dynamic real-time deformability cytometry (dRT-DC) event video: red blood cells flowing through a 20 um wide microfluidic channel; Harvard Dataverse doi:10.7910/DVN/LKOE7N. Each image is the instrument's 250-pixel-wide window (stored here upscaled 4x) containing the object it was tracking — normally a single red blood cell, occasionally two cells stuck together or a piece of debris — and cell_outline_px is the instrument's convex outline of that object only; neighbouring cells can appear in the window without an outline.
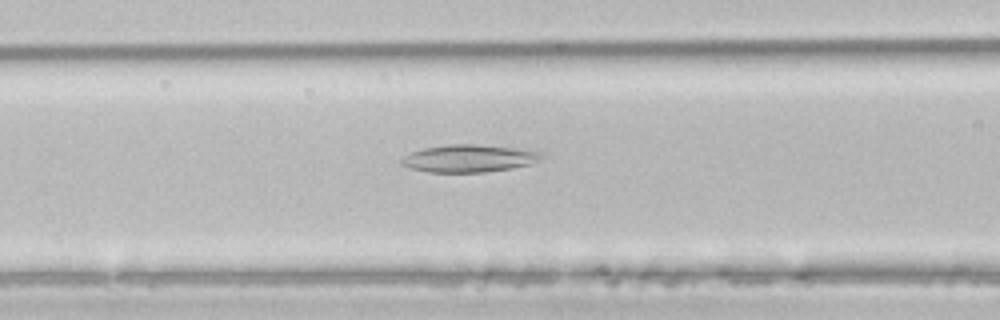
{"species": "common noctule bat (a hibernating species)", "species_latin": "Nyctalus noctula", "temperature_condition": "room temperature", "stored_images_in_passage": 50, "camera_frame_rate_fps": 3000, "um_per_image_px": 0.085, "animal": {"sex": "male", "body_mass_g": 21.5, "forearm_length_mm": 52.0}, "frame": {"image": 1, "passage_image": 20, "time_ms": 6.333, "image_size_px": [1000, 320], "cell_outline_px": [[544, 156], [540, 160], [532, 164], [512, 168], [484, 172], [428, 172], [412, 168], [400, 164], [400, 160], [404, 156], [412, 152], [424, 148], [448, 144], [476, 144], [512, 148], [540, 152]], "centroid_in_image_um": [39.86, 13.47], "position_along_channel_um": 126.7, "area_um2": 22.25}}
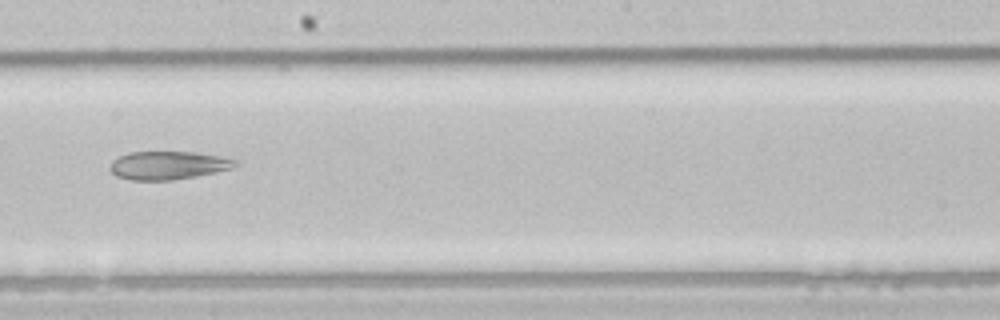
{"frame": {"image": 2, "passage_image": 28, "time_ms": 9.0, "image_size_px": [1000, 320], "cell_outline_px": [[240, 160], [232, 168], [216, 172], [196, 176], [172, 180], [128, 180], [116, 176], [108, 168], [112, 160], [128, 152], [196, 152], [220, 156]], "centroid_in_image_um": [14.28, 14.05], "position_along_channel_um": 233.9, "area_um2": 20.75}}
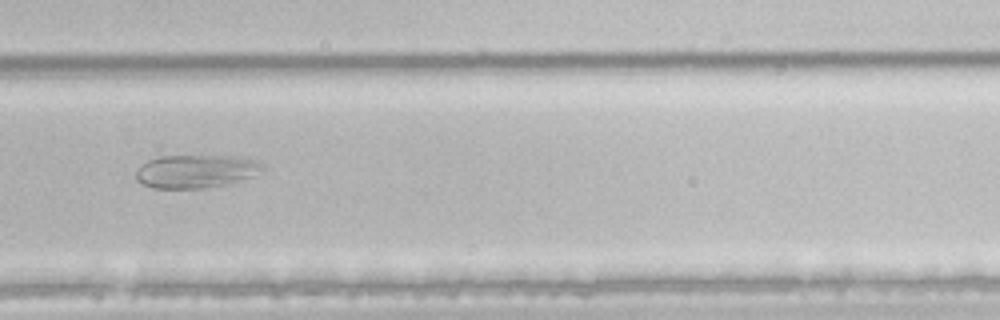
{"frame": {"image": 3, "passage_image": 34, "time_ms": 11.0, "image_size_px": [1000, 320], "cell_outline_px": [[264, 168], [252, 176], [240, 180], [208, 188], [152, 188], [136, 180], [136, 172], [140, 164], [148, 160], [160, 156], [232, 156], [252, 160], [264, 164]], "centroid_in_image_um": [16.6, 14.56], "position_along_channel_um": 313.2, "area_um2": 24.28}}